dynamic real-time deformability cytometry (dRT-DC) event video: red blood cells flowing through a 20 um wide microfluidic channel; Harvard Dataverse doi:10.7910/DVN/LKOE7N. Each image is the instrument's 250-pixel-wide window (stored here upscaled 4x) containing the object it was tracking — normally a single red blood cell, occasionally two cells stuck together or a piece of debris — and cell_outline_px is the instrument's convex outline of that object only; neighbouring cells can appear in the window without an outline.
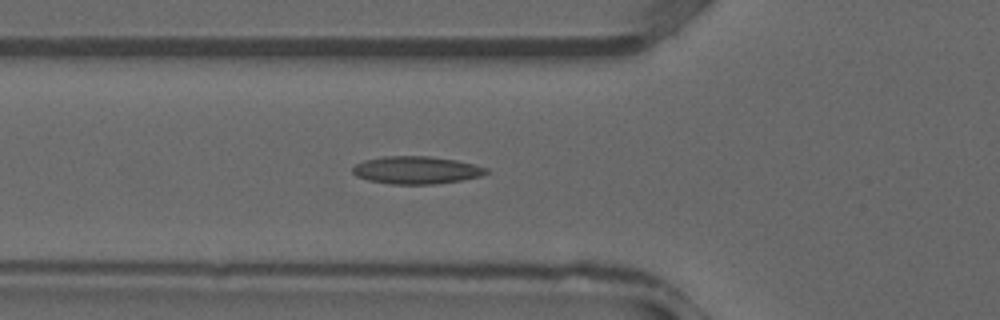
{"species": "common noctule bat (a hibernating species)", "species_latin": "Nyctalus noctula", "temperature_condition": "warm", "stored_images_in_passage": 37, "camera_frame_rate_fps": 3000, "um_per_image_px": 0.085, "animal": {"sex": "male", "forearm_length_mm": 52.5}, "frame": {"image": 1, "passage_image": 13, "time_ms": 4.0, "image_size_px": [1000, 320], "cell_outline_px": [[488, 172], [480, 176], [460, 180], [436, 184], [392, 184], [368, 180], [356, 176], [352, 172], [352, 168], [356, 164], [364, 160], [384, 156], [428, 156], [456, 160], [488, 168]], "centroid_in_image_um": [35.36, 14.46], "position_along_channel_um": 90.4, "area_um2": 21.39}}
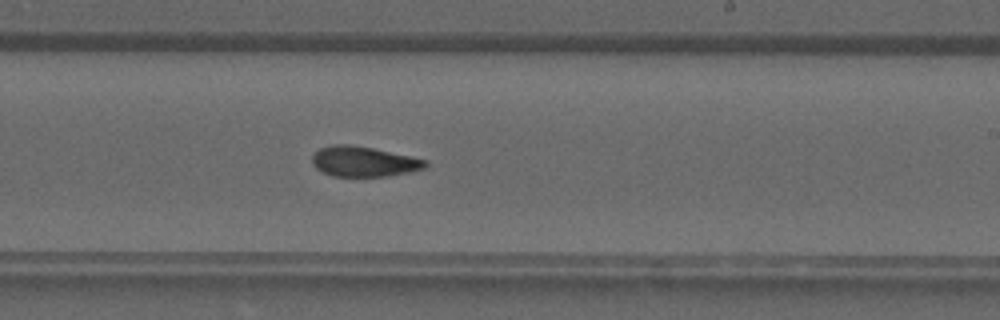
{"frame": {"image": 2, "passage_image": 22, "time_ms": 7.0, "image_size_px": [1000, 320], "cell_outline_px": [[428, 164], [424, 168], [408, 172], [388, 176], [332, 176], [316, 168], [312, 164], [312, 156], [320, 148], [332, 144], [348, 144], [372, 148], [412, 156], [428, 160]], "centroid_in_image_um": [30.92, 13.72], "position_along_channel_um": 258.1, "area_um2": 19.88}}
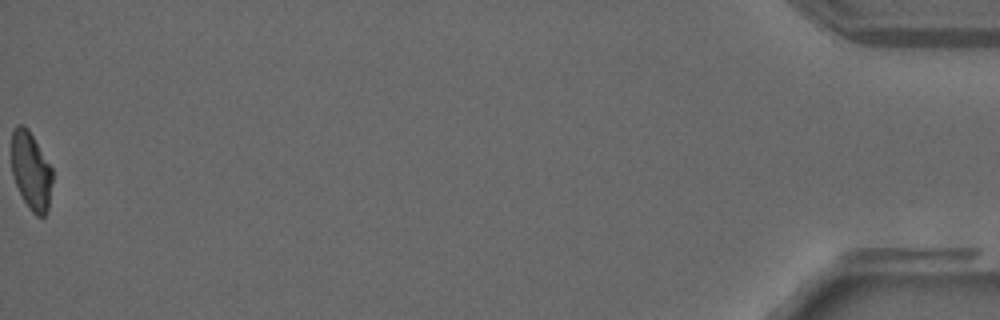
{"frame": {"image": 3, "passage_image": 37, "time_ms": 12.0, "image_size_px": [1000, 320], "cell_outline_px": [[52, 180], [48, 212], [44, 216], [36, 216], [28, 208], [16, 184], [12, 172], [12, 128], [16, 124], [24, 124], [28, 128], [52, 168]], "centroid_in_image_um": [2.64, 14.51], "position_along_channel_um": 432.6, "area_um2": 18.61}}